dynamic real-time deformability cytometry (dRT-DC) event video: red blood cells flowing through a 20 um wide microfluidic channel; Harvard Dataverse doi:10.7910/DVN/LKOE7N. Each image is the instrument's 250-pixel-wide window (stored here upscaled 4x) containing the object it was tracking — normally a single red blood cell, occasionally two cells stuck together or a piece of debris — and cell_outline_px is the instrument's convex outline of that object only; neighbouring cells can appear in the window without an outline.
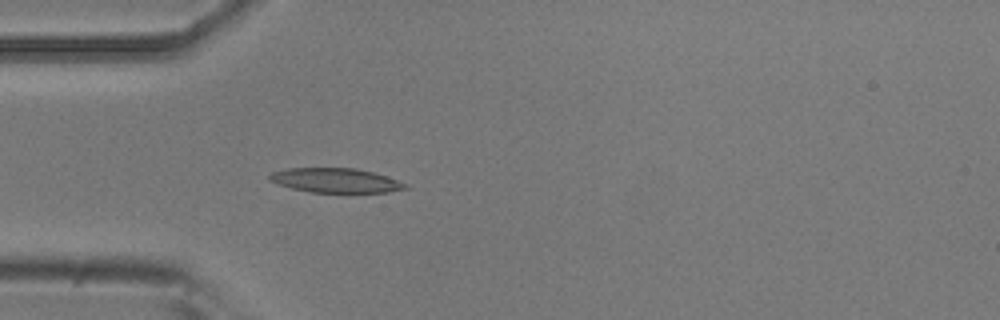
{"species": "common noctule bat (a hibernating species)", "species_latin": "Nyctalus noctula", "temperature_condition": "room temperature", "stored_images_in_passage": 5, "camera_frame_rate_fps": 3000, "um_per_image_px": 0.085, "animal": {"sex": "male", "body_mass_g": 20.5, "forearm_length_mm": 52.5}, "frame": {"image": 1, "passage_image": 5, "time_ms": 1.333, "image_size_px": [1000, 320], "cell_outline_px": [[408, 188], [388, 192], [308, 192], [276, 184], [268, 180], [268, 176], [272, 172], [288, 168], [356, 168], [372, 172], [408, 184]], "centroid_in_image_um": [28.47, 15.33], "position_along_channel_um": 56.5, "area_um2": 19.25}}